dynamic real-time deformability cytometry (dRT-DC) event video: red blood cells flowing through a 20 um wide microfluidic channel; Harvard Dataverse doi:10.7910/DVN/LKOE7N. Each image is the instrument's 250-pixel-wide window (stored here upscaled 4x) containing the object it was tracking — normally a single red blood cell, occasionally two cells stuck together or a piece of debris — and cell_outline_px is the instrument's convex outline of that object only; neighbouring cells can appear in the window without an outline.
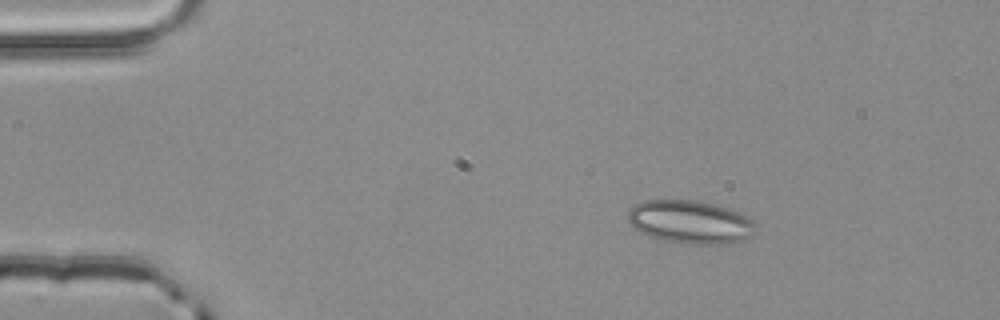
{"species": "common noctule bat (a hibernating species)", "species_latin": "Nyctalus noctula", "temperature_condition": "room temperature", "stored_images_in_passage": 2, "camera_frame_rate_fps": 3000, "um_per_image_px": 0.085, "animal": {"sex": "male", "body_mass_g": 20.4}, "frame": {"image": 1, "passage_image": 1, "time_ms": 0.0, "image_size_px": [1000, 320], "cell_outline_px": [[752, 236], [744, 240], [724, 244], [692, 244], [656, 240], [640, 232], [628, 224], [628, 212], [636, 204], [644, 200], [696, 200], [728, 208], [740, 212], [748, 216], [752, 220]], "centroid_in_image_um": [58.62, 18.88], "position_along_channel_um": 26.4, "area_um2": 32.25}}